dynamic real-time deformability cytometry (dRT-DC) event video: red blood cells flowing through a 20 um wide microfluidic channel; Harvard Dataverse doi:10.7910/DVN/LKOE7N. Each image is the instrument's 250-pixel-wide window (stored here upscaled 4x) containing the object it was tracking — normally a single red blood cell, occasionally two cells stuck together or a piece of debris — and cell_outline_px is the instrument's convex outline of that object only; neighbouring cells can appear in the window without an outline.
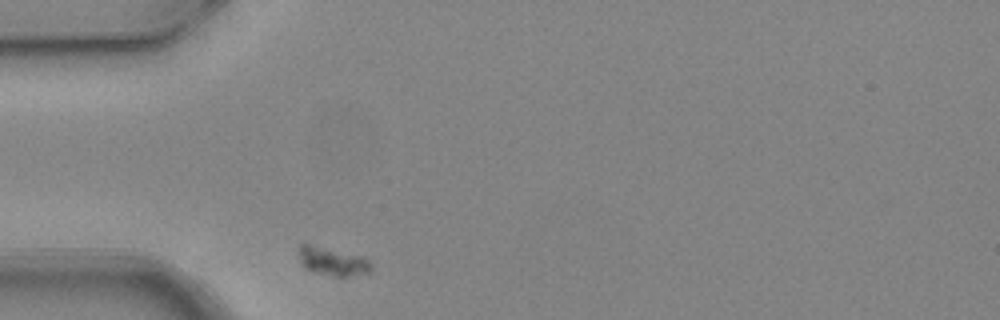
{"species": "common noctule bat (a hibernating species)", "species_latin": "Nyctalus noctula", "temperature_condition": "warm", "stored_images_in_passage": 1, "camera_frame_rate_fps": 3000, "um_per_image_px": 0.085, "animal": {"sex": "female", "body_mass_g": 24.6, "forearm_length_mm": 56.2}, "frame": {"image": 1, "passage_image": 1, "time_ms": 0.0, "image_size_px": [1000, 320], "cell_outline_px": [[372, 268], [368, 272], [348, 276], [332, 276], [304, 268], [300, 260], [300, 244], [308, 244], [360, 256], [368, 260], [372, 264]], "centroid_in_image_um": [28.27, 22.23], "position_along_channel_um": 56.7, "area_um2": 11.44}}